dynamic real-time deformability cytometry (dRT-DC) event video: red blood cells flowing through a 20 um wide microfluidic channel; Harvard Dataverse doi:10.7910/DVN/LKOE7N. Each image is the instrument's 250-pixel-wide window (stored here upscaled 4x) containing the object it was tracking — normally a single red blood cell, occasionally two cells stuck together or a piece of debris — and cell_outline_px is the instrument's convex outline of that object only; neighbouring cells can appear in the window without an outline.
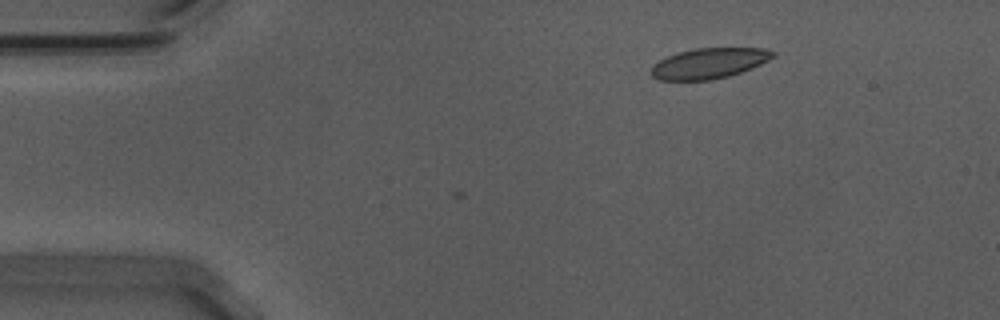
{"species": "Egyptian fruit bat (a non-hibernating species)", "species_latin": "Rousettus aegyptiacus", "temperature_condition": "warm", "stored_images_in_passage": 4, "camera_frame_rate_fps": 3000, "um_per_image_px": 0.085, "animal": {"sex": "male"}, "frame": {"image": 1, "passage_image": 1, "time_ms": 0.0, "image_size_px": [1000, 320], "cell_outline_px": [[776, 56], [752, 68], [728, 76], [708, 80], [660, 80], [652, 76], [652, 64], [676, 52], [696, 48], [764, 48], [776, 52]], "centroid_in_image_um": [60.28, 5.37], "position_along_channel_um": 24.7, "area_um2": 21.56}}